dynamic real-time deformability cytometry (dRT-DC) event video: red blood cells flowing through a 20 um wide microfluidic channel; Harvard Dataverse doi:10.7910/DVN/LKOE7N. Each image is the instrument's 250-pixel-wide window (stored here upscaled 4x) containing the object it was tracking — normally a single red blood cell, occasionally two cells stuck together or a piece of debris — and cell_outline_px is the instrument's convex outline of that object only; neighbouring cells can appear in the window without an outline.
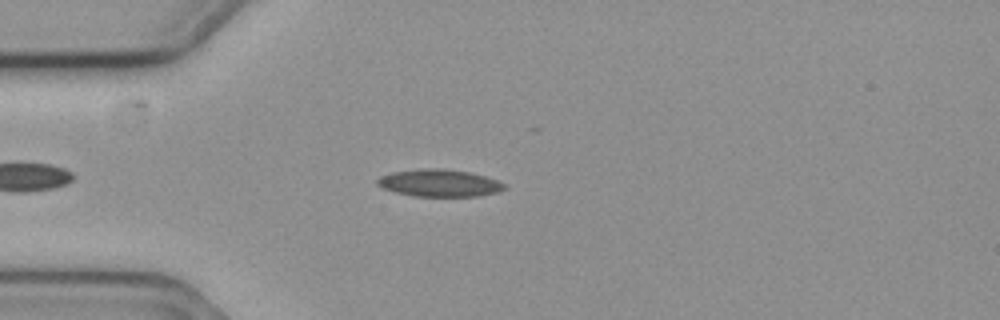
{"species": "common noctule bat (a hibernating species)", "species_latin": "Nyctalus noctula", "temperature_condition": "cold", "stored_images_in_passage": 47, "camera_frame_rate_fps": 3000, "um_per_image_px": 0.085, "animal": {"sex": "female", "body_mass_g": 19.3, "forearm_length_mm": 54.1}, "frame": {"image": 1, "passage_image": 8, "time_ms": 2.333, "image_size_px": [1000, 320], "cell_outline_px": [[508, 188], [500, 192], [480, 196], [412, 196], [380, 188], [376, 184], [376, 180], [380, 176], [392, 172], [420, 168], [444, 168], [468, 172], [484, 176], [496, 180], [504, 184]], "centroid_in_image_um": [37.32, 15.56], "position_along_channel_um": 47.7, "area_um2": 20.4}}
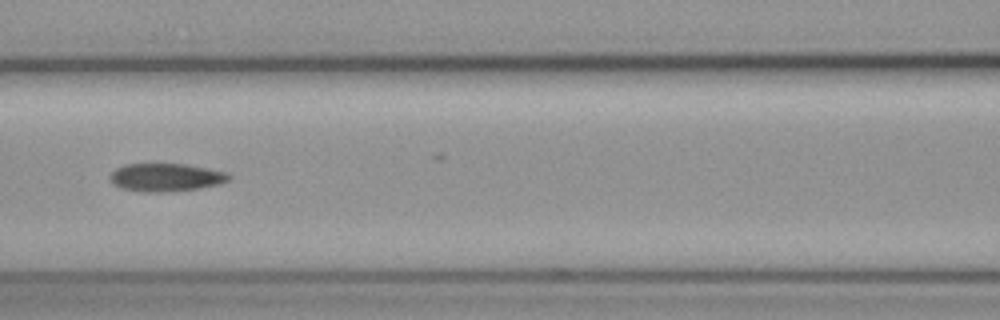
{"frame": {"image": 2, "passage_image": 18, "time_ms": 5.667, "image_size_px": [1000, 320], "cell_outline_px": [[232, 176], [228, 180], [220, 184], [200, 188], [164, 192], [140, 192], [120, 188], [112, 184], [108, 176], [116, 168], [124, 164], [184, 164], [208, 168], [228, 172]], "centroid_in_image_um": [14.08, 15.08], "position_along_channel_um": 152.5, "area_um2": 19.65}}
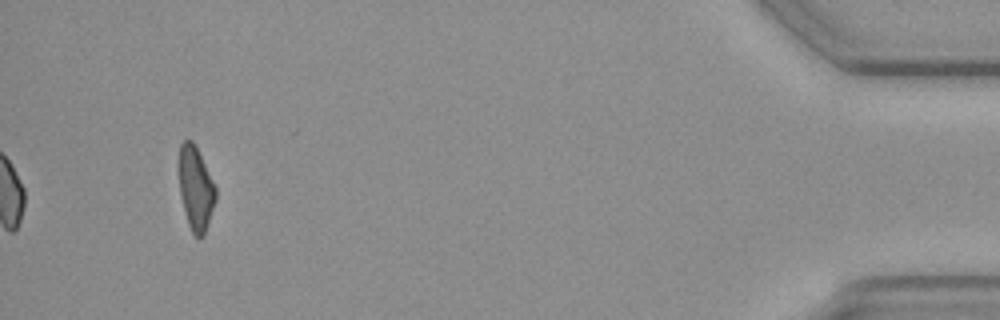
{"frame": {"image": 3, "passage_image": 47, "time_ms": 15.333, "image_size_px": [1000, 320], "cell_outline_px": [[216, 200], [204, 236], [200, 240], [192, 232], [188, 224], [184, 212], [180, 196], [180, 144], [184, 140], [192, 140], [216, 188]], "centroid_in_image_um": [16.64, 16.09], "position_along_channel_um": 418.6, "area_um2": 17.57}}